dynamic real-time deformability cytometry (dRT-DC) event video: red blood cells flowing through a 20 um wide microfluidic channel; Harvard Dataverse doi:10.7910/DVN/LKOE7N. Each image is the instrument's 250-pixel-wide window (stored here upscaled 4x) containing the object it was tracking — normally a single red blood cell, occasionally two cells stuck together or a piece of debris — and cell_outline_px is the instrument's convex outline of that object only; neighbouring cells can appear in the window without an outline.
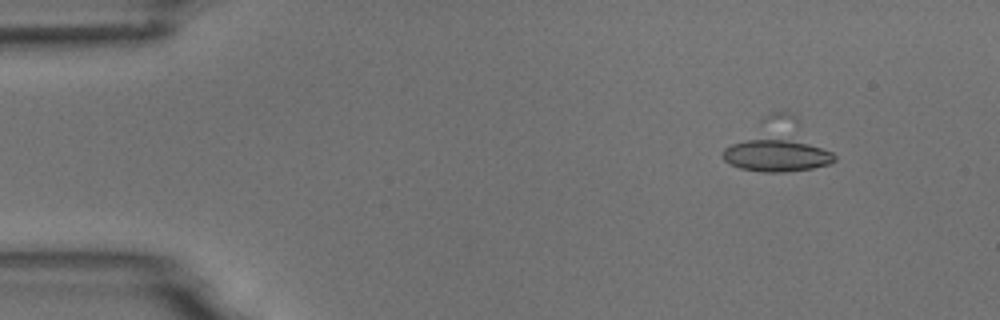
{"species": "common noctule bat (a hibernating species)", "species_latin": "Nyctalus noctula", "temperature_condition": "room temperature", "stored_images_in_passage": 3, "camera_frame_rate_fps": 3000, "um_per_image_px": 0.085, "animal": {"sex": "male", "body_mass_g": 18.8}, "frame": {"image": 1, "passage_image": 3, "time_ms": 3.0, "image_size_px": [1000, 320], "cell_outline_px": [[836, 160], [828, 164], [812, 168], [784, 172], [760, 172], [740, 168], [728, 164], [724, 160], [724, 148], [764, 116], [772, 112], [784, 108], [792, 112], [836, 156]], "centroid_in_image_um": [66.13, 12.4], "position_along_channel_um": 18.9, "area_um2": 33.18}}